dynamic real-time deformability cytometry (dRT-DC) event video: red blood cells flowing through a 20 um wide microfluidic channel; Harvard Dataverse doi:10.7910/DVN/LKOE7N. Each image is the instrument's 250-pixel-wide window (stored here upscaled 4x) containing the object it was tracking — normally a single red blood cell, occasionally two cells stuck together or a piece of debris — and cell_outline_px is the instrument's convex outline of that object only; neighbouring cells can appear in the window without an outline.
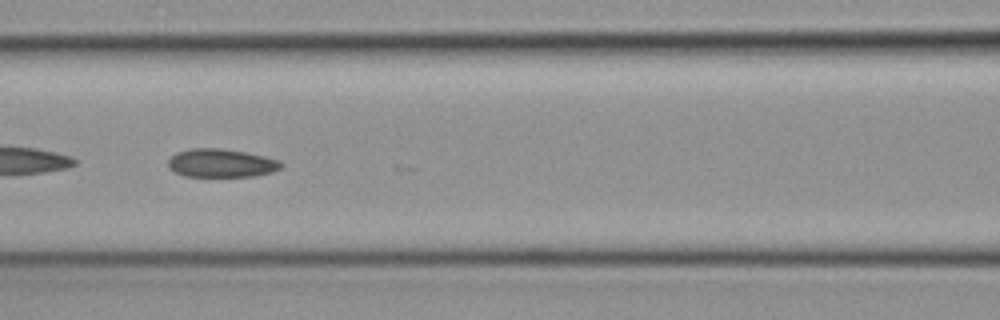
{"species": "common noctule bat (a hibernating species)", "species_latin": "Nyctalus noctula", "temperature_condition": "cold", "stored_images_in_passage": 51, "camera_frame_rate_fps": 3000, "um_per_image_px": 0.085, "animal": {"sex": "female", "body_mass_g": 19.3, "forearm_length_mm": 54.1}, "frame": {"image": 1, "passage_image": 22, "time_ms": 7.0, "image_size_px": [1000, 320], "cell_outline_px": [[284, 164], [280, 168], [272, 172], [256, 176], [184, 176], [168, 168], [168, 160], [176, 152], [192, 148], [220, 148], [244, 152], [264, 156], [280, 160]], "centroid_in_image_um": [18.81, 13.86], "position_along_channel_um": 147.8, "area_um2": 18.67}}
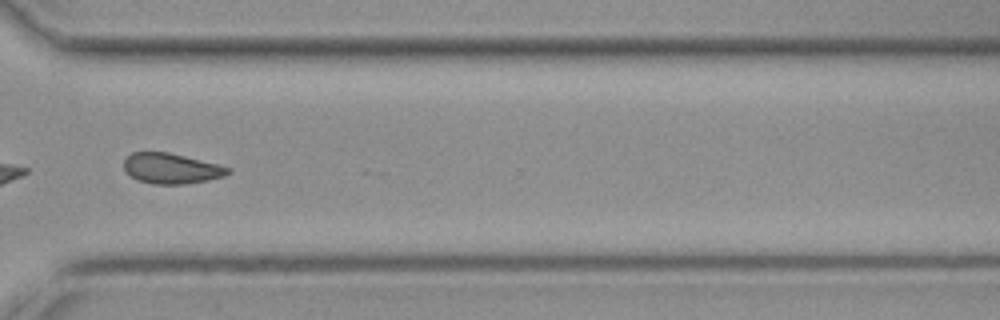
{"frame": {"image": 2, "passage_image": 37, "time_ms": 12.0, "image_size_px": [1000, 320], "cell_outline_px": [[232, 172], [224, 176], [208, 180], [184, 184], [152, 184], [140, 180], [132, 176], [124, 168], [124, 160], [132, 152], [168, 152], [216, 164], [228, 168]], "centroid_in_image_um": [14.55, 14.32], "position_along_channel_um": 356.0, "area_um2": 18.09}}